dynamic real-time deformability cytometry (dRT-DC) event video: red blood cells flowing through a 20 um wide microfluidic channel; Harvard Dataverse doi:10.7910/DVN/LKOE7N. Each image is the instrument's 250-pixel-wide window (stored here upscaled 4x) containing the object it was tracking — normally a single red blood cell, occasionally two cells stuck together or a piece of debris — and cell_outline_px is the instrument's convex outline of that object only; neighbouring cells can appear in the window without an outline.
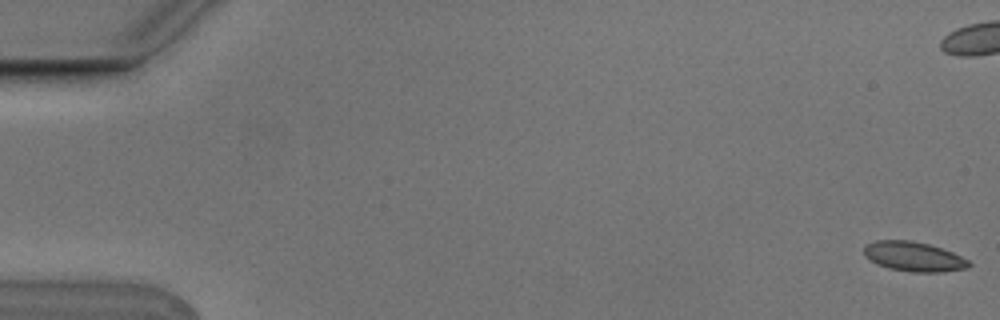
{"species": "Egyptian fruit bat (a non-hibernating species)", "species_latin": "Rousettus aegyptiacus", "temperature_condition": "cold", "stored_images_in_passage": 7, "camera_frame_rate_fps": 3000, "um_per_image_px": 0.085, "animal": {"sex": "male"}, "frame": {"image": 1, "passage_image": 1, "time_ms": 0.0, "image_size_px": [1000, 320], "cell_outline_px": [[972, 264], [968, 268], [940, 272], [912, 272], [888, 268], [876, 264], [864, 256], [864, 248], [868, 244], [876, 240], [912, 240], [928, 244], [952, 252], [968, 260]], "centroid_in_image_um": [77.65, 21.81], "position_along_channel_um": 7.3, "area_um2": 18.09}}